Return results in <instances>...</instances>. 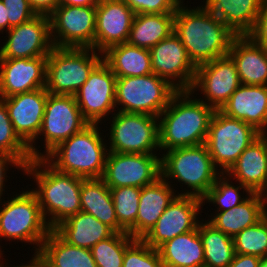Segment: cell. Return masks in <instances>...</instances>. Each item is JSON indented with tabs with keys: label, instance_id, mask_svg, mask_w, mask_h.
I'll use <instances>...</instances> for the list:
<instances>
[{
	"label": "cell",
	"instance_id": "obj_1",
	"mask_svg": "<svg viewBox=\"0 0 267 267\" xmlns=\"http://www.w3.org/2000/svg\"><path fill=\"white\" fill-rule=\"evenodd\" d=\"M184 2L175 12L173 32L181 40L193 64L197 67L228 55L237 35L202 3L192 7Z\"/></svg>",
	"mask_w": 267,
	"mask_h": 267
},
{
	"label": "cell",
	"instance_id": "obj_2",
	"mask_svg": "<svg viewBox=\"0 0 267 267\" xmlns=\"http://www.w3.org/2000/svg\"><path fill=\"white\" fill-rule=\"evenodd\" d=\"M214 112L191 91H177L158 117L159 153L205 144Z\"/></svg>",
	"mask_w": 267,
	"mask_h": 267
},
{
	"label": "cell",
	"instance_id": "obj_3",
	"mask_svg": "<svg viewBox=\"0 0 267 267\" xmlns=\"http://www.w3.org/2000/svg\"><path fill=\"white\" fill-rule=\"evenodd\" d=\"M23 174L36 183V188L29 189L36 195L52 230L81 211L80 190L84 178L58 171L44 158L32 159L24 167Z\"/></svg>",
	"mask_w": 267,
	"mask_h": 267
},
{
	"label": "cell",
	"instance_id": "obj_4",
	"mask_svg": "<svg viewBox=\"0 0 267 267\" xmlns=\"http://www.w3.org/2000/svg\"><path fill=\"white\" fill-rule=\"evenodd\" d=\"M100 126L89 124L58 144L44 159L63 173L84 179L102 178L109 150Z\"/></svg>",
	"mask_w": 267,
	"mask_h": 267
},
{
	"label": "cell",
	"instance_id": "obj_5",
	"mask_svg": "<svg viewBox=\"0 0 267 267\" xmlns=\"http://www.w3.org/2000/svg\"><path fill=\"white\" fill-rule=\"evenodd\" d=\"M160 169L161 177L173 188L177 182L180 187L188 188L181 187L182 192L179 195L200 199L207 195L222 174L214 165L205 144L178 147L163 152L160 156Z\"/></svg>",
	"mask_w": 267,
	"mask_h": 267
},
{
	"label": "cell",
	"instance_id": "obj_6",
	"mask_svg": "<svg viewBox=\"0 0 267 267\" xmlns=\"http://www.w3.org/2000/svg\"><path fill=\"white\" fill-rule=\"evenodd\" d=\"M21 189L18 194L11 192L13 195H8L7 200L5 197L0 200V241H20L26 243L24 246L33 244V254H38L52 229L42 214L36 195L29 189ZM2 247L0 244V256L6 252Z\"/></svg>",
	"mask_w": 267,
	"mask_h": 267
},
{
	"label": "cell",
	"instance_id": "obj_7",
	"mask_svg": "<svg viewBox=\"0 0 267 267\" xmlns=\"http://www.w3.org/2000/svg\"><path fill=\"white\" fill-rule=\"evenodd\" d=\"M102 59L103 53L93 48L53 47L47 56L46 91L74 96Z\"/></svg>",
	"mask_w": 267,
	"mask_h": 267
},
{
	"label": "cell",
	"instance_id": "obj_8",
	"mask_svg": "<svg viewBox=\"0 0 267 267\" xmlns=\"http://www.w3.org/2000/svg\"><path fill=\"white\" fill-rule=\"evenodd\" d=\"M89 124L83 117L75 96L48 93L41 130L37 138L28 146L32 159L44 158L58 144ZM38 139L44 143L42 147L37 146L40 143ZM40 147L45 149L42 150Z\"/></svg>",
	"mask_w": 267,
	"mask_h": 267
},
{
	"label": "cell",
	"instance_id": "obj_9",
	"mask_svg": "<svg viewBox=\"0 0 267 267\" xmlns=\"http://www.w3.org/2000/svg\"><path fill=\"white\" fill-rule=\"evenodd\" d=\"M260 135L259 131L246 122L215 110L205 145L214 165L222 174H226L243 151Z\"/></svg>",
	"mask_w": 267,
	"mask_h": 267
},
{
	"label": "cell",
	"instance_id": "obj_10",
	"mask_svg": "<svg viewBox=\"0 0 267 267\" xmlns=\"http://www.w3.org/2000/svg\"><path fill=\"white\" fill-rule=\"evenodd\" d=\"M112 117V119H111ZM106 133L109 152L160 154L158 117L116 111L109 118ZM109 128V129H108Z\"/></svg>",
	"mask_w": 267,
	"mask_h": 267
},
{
	"label": "cell",
	"instance_id": "obj_11",
	"mask_svg": "<svg viewBox=\"0 0 267 267\" xmlns=\"http://www.w3.org/2000/svg\"><path fill=\"white\" fill-rule=\"evenodd\" d=\"M177 90L154 73L116 79V111L159 117Z\"/></svg>",
	"mask_w": 267,
	"mask_h": 267
},
{
	"label": "cell",
	"instance_id": "obj_12",
	"mask_svg": "<svg viewBox=\"0 0 267 267\" xmlns=\"http://www.w3.org/2000/svg\"><path fill=\"white\" fill-rule=\"evenodd\" d=\"M49 19L54 47L94 49L96 6L58 5Z\"/></svg>",
	"mask_w": 267,
	"mask_h": 267
},
{
	"label": "cell",
	"instance_id": "obj_13",
	"mask_svg": "<svg viewBox=\"0 0 267 267\" xmlns=\"http://www.w3.org/2000/svg\"><path fill=\"white\" fill-rule=\"evenodd\" d=\"M116 79L115 74L102 59L74 95L83 117L90 124L102 125L116 112Z\"/></svg>",
	"mask_w": 267,
	"mask_h": 267
},
{
	"label": "cell",
	"instance_id": "obj_14",
	"mask_svg": "<svg viewBox=\"0 0 267 267\" xmlns=\"http://www.w3.org/2000/svg\"><path fill=\"white\" fill-rule=\"evenodd\" d=\"M240 85L236 65L226 55L198 65L190 91L206 105L220 110Z\"/></svg>",
	"mask_w": 267,
	"mask_h": 267
},
{
	"label": "cell",
	"instance_id": "obj_15",
	"mask_svg": "<svg viewBox=\"0 0 267 267\" xmlns=\"http://www.w3.org/2000/svg\"><path fill=\"white\" fill-rule=\"evenodd\" d=\"M161 154L108 152L102 180L109 188H142L161 177Z\"/></svg>",
	"mask_w": 267,
	"mask_h": 267
},
{
	"label": "cell",
	"instance_id": "obj_16",
	"mask_svg": "<svg viewBox=\"0 0 267 267\" xmlns=\"http://www.w3.org/2000/svg\"><path fill=\"white\" fill-rule=\"evenodd\" d=\"M202 210V199L177 195L142 240L148 246L158 249L174 237L195 230L203 219L200 218L201 213H204Z\"/></svg>",
	"mask_w": 267,
	"mask_h": 267
},
{
	"label": "cell",
	"instance_id": "obj_17",
	"mask_svg": "<svg viewBox=\"0 0 267 267\" xmlns=\"http://www.w3.org/2000/svg\"><path fill=\"white\" fill-rule=\"evenodd\" d=\"M152 71L177 91H190L196 66L189 59L179 37L172 32L150 50Z\"/></svg>",
	"mask_w": 267,
	"mask_h": 267
},
{
	"label": "cell",
	"instance_id": "obj_18",
	"mask_svg": "<svg viewBox=\"0 0 267 267\" xmlns=\"http://www.w3.org/2000/svg\"><path fill=\"white\" fill-rule=\"evenodd\" d=\"M5 33L8 36H4L5 42H0V59L48 56L54 47L47 15H37Z\"/></svg>",
	"mask_w": 267,
	"mask_h": 267
},
{
	"label": "cell",
	"instance_id": "obj_19",
	"mask_svg": "<svg viewBox=\"0 0 267 267\" xmlns=\"http://www.w3.org/2000/svg\"><path fill=\"white\" fill-rule=\"evenodd\" d=\"M48 92L45 88L0 98L7 107L15 133L29 146L38 136Z\"/></svg>",
	"mask_w": 267,
	"mask_h": 267
},
{
	"label": "cell",
	"instance_id": "obj_20",
	"mask_svg": "<svg viewBox=\"0 0 267 267\" xmlns=\"http://www.w3.org/2000/svg\"><path fill=\"white\" fill-rule=\"evenodd\" d=\"M134 17L123 0H100L96 6L94 50L103 53L111 46L126 43Z\"/></svg>",
	"mask_w": 267,
	"mask_h": 267
},
{
	"label": "cell",
	"instance_id": "obj_21",
	"mask_svg": "<svg viewBox=\"0 0 267 267\" xmlns=\"http://www.w3.org/2000/svg\"><path fill=\"white\" fill-rule=\"evenodd\" d=\"M47 56L0 59V98L45 88Z\"/></svg>",
	"mask_w": 267,
	"mask_h": 267
},
{
	"label": "cell",
	"instance_id": "obj_22",
	"mask_svg": "<svg viewBox=\"0 0 267 267\" xmlns=\"http://www.w3.org/2000/svg\"><path fill=\"white\" fill-rule=\"evenodd\" d=\"M220 111L267 134V86L241 84Z\"/></svg>",
	"mask_w": 267,
	"mask_h": 267
},
{
	"label": "cell",
	"instance_id": "obj_23",
	"mask_svg": "<svg viewBox=\"0 0 267 267\" xmlns=\"http://www.w3.org/2000/svg\"><path fill=\"white\" fill-rule=\"evenodd\" d=\"M226 174L252 193L263 194L267 190V134L252 142Z\"/></svg>",
	"mask_w": 267,
	"mask_h": 267
},
{
	"label": "cell",
	"instance_id": "obj_24",
	"mask_svg": "<svg viewBox=\"0 0 267 267\" xmlns=\"http://www.w3.org/2000/svg\"><path fill=\"white\" fill-rule=\"evenodd\" d=\"M228 55L236 65L241 84L267 86V48L248 35L236 36Z\"/></svg>",
	"mask_w": 267,
	"mask_h": 267
},
{
	"label": "cell",
	"instance_id": "obj_25",
	"mask_svg": "<svg viewBox=\"0 0 267 267\" xmlns=\"http://www.w3.org/2000/svg\"><path fill=\"white\" fill-rule=\"evenodd\" d=\"M162 177L141 188L138 214L136 216V239H142L156 224L178 192ZM177 193V194H176Z\"/></svg>",
	"mask_w": 267,
	"mask_h": 267
},
{
	"label": "cell",
	"instance_id": "obj_26",
	"mask_svg": "<svg viewBox=\"0 0 267 267\" xmlns=\"http://www.w3.org/2000/svg\"><path fill=\"white\" fill-rule=\"evenodd\" d=\"M265 213V200L262 193H251L241 204L225 211H214L210 213L211 216L205 212L207 221L231 238L245 228L258 223Z\"/></svg>",
	"mask_w": 267,
	"mask_h": 267
},
{
	"label": "cell",
	"instance_id": "obj_27",
	"mask_svg": "<svg viewBox=\"0 0 267 267\" xmlns=\"http://www.w3.org/2000/svg\"><path fill=\"white\" fill-rule=\"evenodd\" d=\"M53 230L68 244L86 249L115 233L107 224L83 211L67 218Z\"/></svg>",
	"mask_w": 267,
	"mask_h": 267
},
{
	"label": "cell",
	"instance_id": "obj_28",
	"mask_svg": "<svg viewBox=\"0 0 267 267\" xmlns=\"http://www.w3.org/2000/svg\"><path fill=\"white\" fill-rule=\"evenodd\" d=\"M201 2L234 34L243 36L252 31L263 0H203Z\"/></svg>",
	"mask_w": 267,
	"mask_h": 267
},
{
	"label": "cell",
	"instance_id": "obj_29",
	"mask_svg": "<svg viewBox=\"0 0 267 267\" xmlns=\"http://www.w3.org/2000/svg\"><path fill=\"white\" fill-rule=\"evenodd\" d=\"M157 250L164 267H204V248L198 227L163 243Z\"/></svg>",
	"mask_w": 267,
	"mask_h": 267
},
{
	"label": "cell",
	"instance_id": "obj_30",
	"mask_svg": "<svg viewBox=\"0 0 267 267\" xmlns=\"http://www.w3.org/2000/svg\"><path fill=\"white\" fill-rule=\"evenodd\" d=\"M81 211L107 224L115 232H126L119 224L110 188L100 179H84L80 190Z\"/></svg>",
	"mask_w": 267,
	"mask_h": 267
},
{
	"label": "cell",
	"instance_id": "obj_31",
	"mask_svg": "<svg viewBox=\"0 0 267 267\" xmlns=\"http://www.w3.org/2000/svg\"><path fill=\"white\" fill-rule=\"evenodd\" d=\"M103 60L117 78L153 73L150 51L127 42L109 47L103 52Z\"/></svg>",
	"mask_w": 267,
	"mask_h": 267
},
{
	"label": "cell",
	"instance_id": "obj_32",
	"mask_svg": "<svg viewBox=\"0 0 267 267\" xmlns=\"http://www.w3.org/2000/svg\"><path fill=\"white\" fill-rule=\"evenodd\" d=\"M37 255L47 267H97L90 249L68 244L54 230L47 235Z\"/></svg>",
	"mask_w": 267,
	"mask_h": 267
},
{
	"label": "cell",
	"instance_id": "obj_33",
	"mask_svg": "<svg viewBox=\"0 0 267 267\" xmlns=\"http://www.w3.org/2000/svg\"><path fill=\"white\" fill-rule=\"evenodd\" d=\"M175 13L135 14L127 43L150 50L174 31Z\"/></svg>",
	"mask_w": 267,
	"mask_h": 267
},
{
	"label": "cell",
	"instance_id": "obj_34",
	"mask_svg": "<svg viewBox=\"0 0 267 267\" xmlns=\"http://www.w3.org/2000/svg\"><path fill=\"white\" fill-rule=\"evenodd\" d=\"M198 232L204 248V267H228L236 254L233 238L216 229L206 217L200 221Z\"/></svg>",
	"mask_w": 267,
	"mask_h": 267
},
{
	"label": "cell",
	"instance_id": "obj_35",
	"mask_svg": "<svg viewBox=\"0 0 267 267\" xmlns=\"http://www.w3.org/2000/svg\"><path fill=\"white\" fill-rule=\"evenodd\" d=\"M231 180L227 174H221L202 199L203 206L206 202V204L215 206L213 211H225L241 204L251 195L252 192L246 186L239 182L233 183Z\"/></svg>",
	"mask_w": 267,
	"mask_h": 267
},
{
	"label": "cell",
	"instance_id": "obj_36",
	"mask_svg": "<svg viewBox=\"0 0 267 267\" xmlns=\"http://www.w3.org/2000/svg\"><path fill=\"white\" fill-rule=\"evenodd\" d=\"M118 224L136 239V216L141 188L125 186L110 188Z\"/></svg>",
	"mask_w": 267,
	"mask_h": 267
},
{
	"label": "cell",
	"instance_id": "obj_37",
	"mask_svg": "<svg viewBox=\"0 0 267 267\" xmlns=\"http://www.w3.org/2000/svg\"><path fill=\"white\" fill-rule=\"evenodd\" d=\"M135 240L127 232H115L99 241L90 249L97 267H122L124 253Z\"/></svg>",
	"mask_w": 267,
	"mask_h": 267
},
{
	"label": "cell",
	"instance_id": "obj_38",
	"mask_svg": "<svg viewBox=\"0 0 267 267\" xmlns=\"http://www.w3.org/2000/svg\"><path fill=\"white\" fill-rule=\"evenodd\" d=\"M235 253L267 257V213L256 224L233 237Z\"/></svg>",
	"mask_w": 267,
	"mask_h": 267
},
{
	"label": "cell",
	"instance_id": "obj_39",
	"mask_svg": "<svg viewBox=\"0 0 267 267\" xmlns=\"http://www.w3.org/2000/svg\"><path fill=\"white\" fill-rule=\"evenodd\" d=\"M0 151L14 156L24 167L32 160L28 146L15 133L7 107L1 99Z\"/></svg>",
	"mask_w": 267,
	"mask_h": 267
},
{
	"label": "cell",
	"instance_id": "obj_40",
	"mask_svg": "<svg viewBox=\"0 0 267 267\" xmlns=\"http://www.w3.org/2000/svg\"><path fill=\"white\" fill-rule=\"evenodd\" d=\"M122 267H164L157 249L136 239L125 251Z\"/></svg>",
	"mask_w": 267,
	"mask_h": 267
},
{
	"label": "cell",
	"instance_id": "obj_41",
	"mask_svg": "<svg viewBox=\"0 0 267 267\" xmlns=\"http://www.w3.org/2000/svg\"><path fill=\"white\" fill-rule=\"evenodd\" d=\"M135 14L175 13L184 0H123Z\"/></svg>",
	"mask_w": 267,
	"mask_h": 267
},
{
	"label": "cell",
	"instance_id": "obj_42",
	"mask_svg": "<svg viewBox=\"0 0 267 267\" xmlns=\"http://www.w3.org/2000/svg\"><path fill=\"white\" fill-rule=\"evenodd\" d=\"M7 8L9 30L33 19L37 14L31 8L28 0H1Z\"/></svg>",
	"mask_w": 267,
	"mask_h": 267
},
{
	"label": "cell",
	"instance_id": "obj_43",
	"mask_svg": "<svg viewBox=\"0 0 267 267\" xmlns=\"http://www.w3.org/2000/svg\"><path fill=\"white\" fill-rule=\"evenodd\" d=\"M13 167L17 168L18 171H24V166L14 156L0 151V200L6 194L5 187L7 189L8 186L5 182L9 180L7 177H10L7 174H9Z\"/></svg>",
	"mask_w": 267,
	"mask_h": 267
},
{
	"label": "cell",
	"instance_id": "obj_44",
	"mask_svg": "<svg viewBox=\"0 0 267 267\" xmlns=\"http://www.w3.org/2000/svg\"><path fill=\"white\" fill-rule=\"evenodd\" d=\"M248 36L255 43L267 48V0H263L260 13Z\"/></svg>",
	"mask_w": 267,
	"mask_h": 267
},
{
	"label": "cell",
	"instance_id": "obj_45",
	"mask_svg": "<svg viewBox=\"0 0 267 267\" xmlns=\"http://www.w3.org/2000/svg\"><path fill=\"white\" fill-rule=\"evenodd\" d=\"M37 15L49 16L59 5L58 0H28Z\"/></svg>",
	"mask_w": 267,
	"mask_h": 267
},
{
	"label": "cell",
	"instance_id": "obj_46",
	"mask_svg": "<svg viewBox=\"0 0 267 267\" xmlns=\"http://www.w3.org/2000/svg\"><path fill=\"white\" fill-rule=\"evenodd\" d=\"M260 260L257 256L236 253L228 267H259Z\"/></svg>",
	"mask_w": 267,
	"mask_h": 267
},
{
	"label": "cell",
	"instance_id": "obj_47",
	"mask_svg": "<svg viewBox=\"0 0 267 267\" xmlns=\"http://www.w3.org/2000/svg\"><path fill=\"white\" fill-rule=\"evenodd\" d=\"M59 5L97 6L100 0H58Z\"/></svg>",
	"mask_w": 267,
	"mask_h": 267
},
{
	"label": "cell",
	"instance_id": "obj_48",
	"mask_svg": "<svg viewBox=\"0 0 267 267\" xmlns=\"http://www.w3.org/2000/svg\"><path fill=\"white\" fill-rule=\"evenodd\" d=\"M9 30V20L7 17V8L0 0V33L3 34Z\"/></svg>",
	"mask_w": 267,
	"mask_h": 267
},
{
	"label": "cell",
	"instance_id": "obj_49",
	"mask_svg": "<svg viewBox=\"0 0 267 267\" xmlns=\"http://www.w3.org/2000/svg\"><path fill=\"white\" fill-rule=\"evenodd\" d=\"M20 265H9V267H47L46 263L37 255V254H32L31 259L25 264L20 262Z\"/></svg>",
	"mask_w": 267,
	"mask_h": 267
},
{
	"label": "cell",
	"instance_id": "obj_50",
	"mask_svg": "<svg viewBox=\"0 0 267 267\" xmlns=\"http://www.w3.org/2000/svg\"><path fill=\"white\" fill-rule=\"evenodd\" d=\"M3 257H6V256H0V267H9V260H8V262H6L7 260H6V258H3ZM4 260H5V262H4ZM5 264V265H4Z\"/></svg>",
	"mask_w": 267,
	"mask_h": 267
},
{
	"label": "cell",
	"instance_id": "obj_51",
	"mask_svg": "<svg viewBox=\"0 0 267 267\" xmlns=\"http://www.w3.org/2000/svg\"><path fill=\"white\" fill-rule=\"evenodd\" d=\"M259 267H267V257L261 258Z\"/></svg>",
	"mask_w": 267,
	"mask_h": 267
},
{
	"label": "cell",
	"instance_id": "obj_52",
	"mask_svg": "<svg viewBox=\"0 0 267 267\" xmlns=\"http://www.w3.org/2000/svg\"><path fill=\"white\" fill-rule=\"evenodd\" d=\"M263 195H264V200H265V210L267 213V190L263 193Z\"/></svg>",
	"mask_w": 267,
	"mask_h": 267
}]
</instances>
